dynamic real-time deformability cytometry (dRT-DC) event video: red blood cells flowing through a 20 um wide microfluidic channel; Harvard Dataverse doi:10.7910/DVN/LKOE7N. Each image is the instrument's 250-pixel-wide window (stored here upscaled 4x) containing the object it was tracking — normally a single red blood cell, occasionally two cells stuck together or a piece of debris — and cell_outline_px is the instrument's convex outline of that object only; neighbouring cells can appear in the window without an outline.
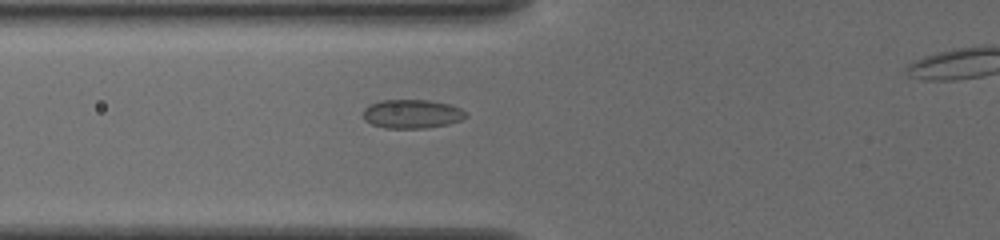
{"species": "common noctule bat (a hibernating species)", "species_latin": "Nyctalus noctula", "temperature_condition": "cold", "stored_images_in_passage": 33, "camera_frame_rate_fps": 3000, "um_per_image_px": 0.085, "animal": {"sex": "female", "body_mass_g": 19.5, "forearm_length_mm": 54.1}, "frame": {"image": 1, "passage_image": 4, "time_ms": 1.0, "image_size_px": [1000, 240], "cell_outline_px": [[468, 116], [460, 120], [448, 124], [424, 128], [384, 128], [372, 124], [364, 120], [364, 108], [368, 104], [380, 100], [428, 100], [448, 104], [460, 108], [468, 112]], "centroid_in_image_um": [35.01, 9.68], "position_along_channel_um": 90.8, "area_um2": 17.34}}
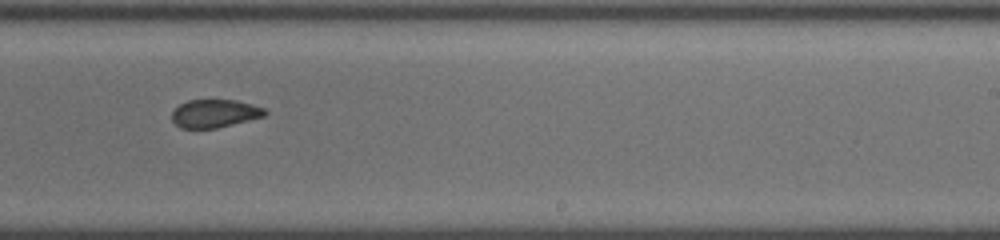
{"frame": {"image": 2, "passage_image": 18, "time_ms": 5.667, "image_size_px": [1000, 240], "cell_outline_px": [[268, 112], [264, 116], [216, 128], [180, 128], [172, 120], [172, 112], [180, 104], [188, 100], [236, 100], [252, 104], [264, 108]], "centroid_in_image_um": [18.24, 9.64], "position_along_channel_um": 270.8, "area_um2": 15.09}}
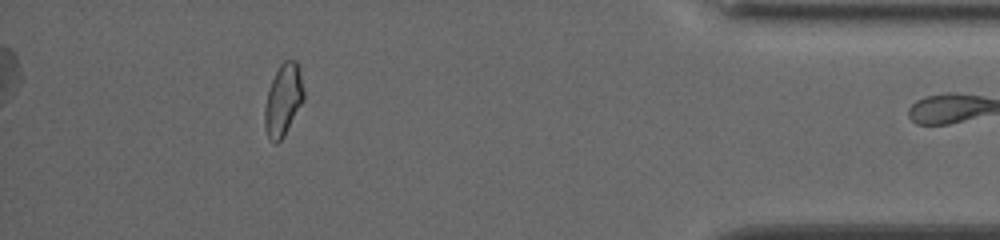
{"frame": {"image": 3, "passage_image": 32, "time_ms": 10.333, "image_size_px": [1000, 240], "cell_outline_px": [[304, 100], [284, 136], [276, 144], [268, 136], [264, 128], [264, 108], [268, 88], [280, 64], [284, 60], [296, 60], [300, 64], [304, 92]], "centroid_in_image_um": [24.09, 8.46], "position_along_channel_um": 411.1, "area_um2": 16.59}}